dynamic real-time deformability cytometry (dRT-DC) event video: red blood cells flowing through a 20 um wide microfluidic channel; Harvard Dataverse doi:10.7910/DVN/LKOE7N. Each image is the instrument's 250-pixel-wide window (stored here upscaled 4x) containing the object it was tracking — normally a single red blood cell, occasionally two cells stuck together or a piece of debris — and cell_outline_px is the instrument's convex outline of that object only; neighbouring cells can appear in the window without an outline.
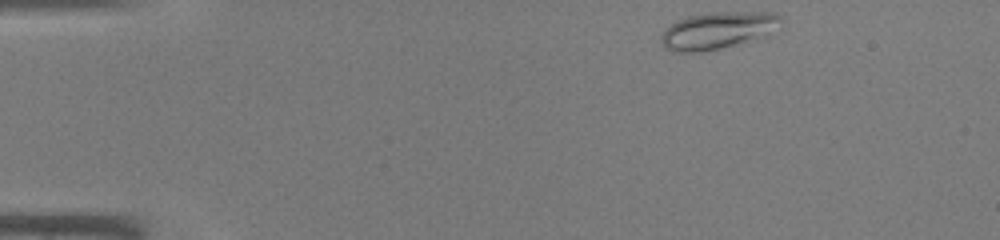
{"species": "common noctule bat (a hibernating species)", "species_latin": "Nyctalus noctula", "temperature_condition": "warm", "stored_images_in_passage": 8, "camera_frame_rate_fps": 3000, "um_per_image_px": 0.085, "animal": {"sex": "male", "body_mass_g": 19.0, "forearm_length_mm": 50.8}, "frame": {"image": 1, "passage_image": 1, "time_ms": 0.0, "image_size_px": [1000, 240], "cell_outline_px": [[780, 20], [768, 32], [720, 48], [700, 52], [672, 52], [664, 48], [660, 44], [660, 36], [676, 20], [688, 16], [712, 12], [776, 12], [780, 16]], "centroid_in_image_um": [60.85, 2.57], "position_along_channel_um": 24.2, "area_um2": 24.91}}